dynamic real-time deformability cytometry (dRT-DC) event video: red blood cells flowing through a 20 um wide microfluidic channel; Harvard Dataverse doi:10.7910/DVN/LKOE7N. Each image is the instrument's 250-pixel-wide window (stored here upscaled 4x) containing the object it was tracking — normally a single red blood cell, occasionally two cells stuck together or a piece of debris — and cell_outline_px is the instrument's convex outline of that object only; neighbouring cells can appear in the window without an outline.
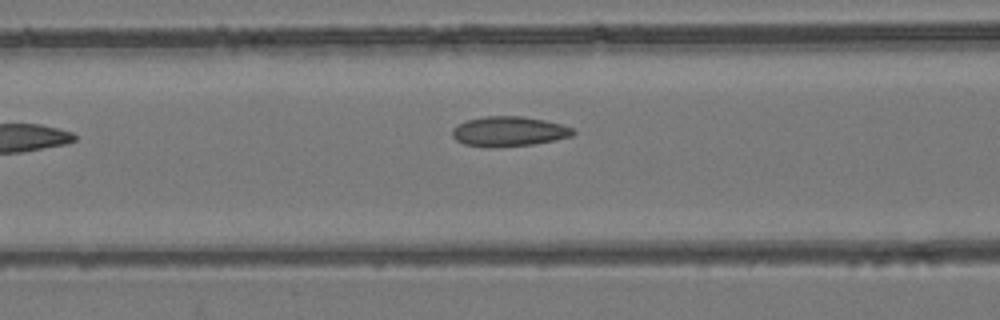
{"species": "common noctule bat (a hibernating species)", "species_latin": "Nyctalus noctula", "temperature_condition": "room temperature", "stored_images_in_passage": 7, "camera_frame_rate_fps": 3000, "um_per_image_px": 0.085, "animal": {"sex": "female", "body_mass_g": 24.6, "forearm_length_mm": 56.2}, "frame": {"image": 1, "passage_image": 7, "time_ms": 8.0, "image_size_px": [1000, 320], "cell_outline_px": [[576, 132], [572, 136], [532, 144], [488, 148], [464, 144], [456, 140], [452, 136], [452, 128], [468, 120], [484, 116], [524, 116], [544, 120], [560, 124], [572, 128]], "centroid_in_image_um": [43.23, 11.17], "position_along_channel_um": 123.4, "area_um2": 20.92}}